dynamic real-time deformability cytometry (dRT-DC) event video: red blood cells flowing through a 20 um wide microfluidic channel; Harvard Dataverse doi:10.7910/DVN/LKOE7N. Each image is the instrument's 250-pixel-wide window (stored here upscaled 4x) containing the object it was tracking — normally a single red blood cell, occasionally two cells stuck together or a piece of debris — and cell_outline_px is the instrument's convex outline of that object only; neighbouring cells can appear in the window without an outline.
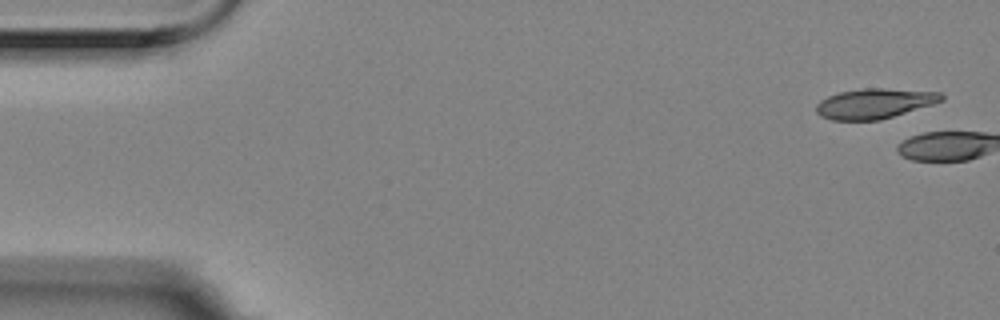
{"species": "Egyptian fruit bat (a non-hibernating species)", "species_latin": "Rousettus aegyptiacus", "temperature_condition": "room temperature", "stored_images_in_passage": 4, "camera_frame_rate_fps": 3000, "um_per_image_px": 0.085, "animal": {"sex": "female"}, "frame": {"image": 1, "passage_image": 1, "time_ms": 0.0, "image_size_px": [1000, 320], "cell_outline_px": [[944, 100], [932, 104], [880, 120], [832, 120], [820, 116], [816, 112], [816, 104], [820, 100], [828, 96], [840, 92], [864, 88], [884, 88], [940, 92], [944, 96]], "centroid_in_image_um": [74.31, 8.79], "position_along_channel_um": 10.7, "area_um2": 21.85}}